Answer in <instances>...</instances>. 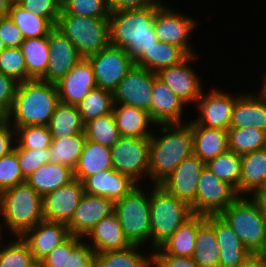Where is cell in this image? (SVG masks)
<instances>
[{"mask_svg":"<svg viewBox=\"0 0 266 267\" xmlns=\"http://www.w3.org/2000/svg\"><path fill=\"white\" fill-rule=\"evenodd\" d=\"M156 6L110 12V45L124 49L135 62L158 41L154 21Z\"/></svg>","mask_w":266,"mask_h":267,"instance_id":"obj_1","label":"cell"},{"mask_svg":"<svg viewBox=\"0 0 266 267\" xmlns=\"http://www.w3.org/2000/svg\"><path fill=\"white\" fill-rule=\"evenodd\" d=\"M162 136L151 135L149 150V179L160 184L187 157L193 154V136L190 123H164ZM171 130V131H170Z\"/></svg>","mask_w":266,"mask_h":267,"instance_id":"obj_2","label":"cell"},{"mask_svg":"<svg viewBox=\"0 0 266 267\" xmlns=\"http://www.w3.org/2000/svg\"><path fill=\"white\" fill-rule=\"evenodd\" d=\"M58 90L55 83L31 79L18 83L12 109L7 116L13 127L48 126L57 104Z\"/></svg>","mask_w":266,"mask_h":267,"instance_id":"obj_3","label":"cell"},{"mask_svg":"<svg viewBox=\"0 0 266 267\" xmlns=\"http://www.w3.org/2000/svg\"><path fill=\"white\" fill-rule=\"evenodd\" d=\"M0 214L10 232L21 237L44 220L42 196L27 182L6 189L0 193Z\"/></svg>","mask_w":266,"mask_h":267,"instance_id":"obj_4","label":"cell"},{"mask_svg":"<svg viewBox=\"0 0 266 267\" xmlns=\"http://www.w3.org/2000/svg\"><path fill=\"white\" fill-rule=\"evenodd\" d=\"M219 216L253 255H266V218L253 199L239 196Z\"/></svg>","mask_w":266,"mask_h":267,"instance_id":"obj_5","label":"cell"},{"mask_svg":"<svg viewBox=\"0 0 266 267\" xmlns=\"http://www.w3.org/2000/svg\"><path fill=\"white\" fill-rule=\"evenodd\" d=\"M150 195L151 239L154 249L159 248L175 231L194 214L185 201L155 184Z\"/></svg>","mask_w":266,"mask_h":267,"instance_id":"obj_6","label":"cell"},{"mask_svg":"<svg viewBox=\"0 0 266 267\" xmlns=\"http://www.w3.org/2000/svg\"><path fill=\"white\" fill-rule=\"evenodd\" d=\"M56 27L87 58L110 45L109 19L79 15H59Z\"/></svg>","mask_w":266,"mask_h":267,"instance_id":"obj_7","label":"cell"},{"mask_svg":"<svg viewBox=\"0 0 266 267\" xmlns=\"http://www.w3.org/2000/svg\"><path fill=\"white\" fill-rule=\"evenodd\" d=\"M113 212L130 245L141 247L151 239L150 195L148 197L139 185L114 202Z\"/></svg>","mask_w":266,"mask_h":267,"instance_id":"obj_8","label":"cell"},{"mask_svg":"<svg viewBox=\"0 0 266 267\" xmlns=\"http://www.w3.org/2000/svg\"><path fill=\"white\" fill-rule=\"evenodd\" d=\"M239 196L233 186L217 178L205 166L198 180L196 201L191 208L196 215H220Z\"/></svg>","mask_w":266,"mask_h":267,"instance_id":"obj_9","label":"cell"},{"mask_svg":"<svg viewBox=\"0 0 266 267\" xmlns=\"http://www.w3.org/2000/svg\"><path fill=\"white\" fill-rule=\"evenodd\" d=\"M149 138L120 137L110 148L113 169L139 181L145 172L149 176Z\"/></svg>","mask_w":266,"mask_h":267,"instance_id":"obj_10","label":"cell"},{"mask_svg":"<svg viewBox=\"0 0 266 267\" xmlns=\"http://www.w3.org/2000/svg\"><path fill=\"white\" fill-rule=\"evenodd\" d=\"M94 71L96 86L113 92L133 67L134 61L127 52L112 45L86 58Z\"/></svg>","mask_w":266,"mask_h":267,"instance_id":"obj_11","label":"cell"},{"mask_svg":"<svg viewBox=\"0 0 266 267\" xmlns=\"http://www.w3.org/2000/svg\"><path fill=\"white\" fill-rule=\"evenodd\" d=\"M157 76L147 69L133 65L113 91L114 103L150 110L153 80Z\"/></svg>","mask_w":266,"mask_h":267,"instance_id":"obj_12","label":"cell"},{"mask_svg":"<svg viewBox=\"0 0 266 267\" xmlns=\"http://www.w3.org/2000/svg\"><path fill=\"white\" fill-rule=\"evenodd\" d=\"M166 7L156 6L154 21L155 34L158 41L180 47L188 56L195 55L190 48V33L197 26V21L186 15H181Z\"/></svg>","mask_w":266,"mask_h":267,"instance_id":"obj_13","label":"cell"},{"mask_svg":"<svg viewBox=\"0 0 266 267\" xmlns=\"http://www.w3.org/2000/svg\"><path fill=\"white\" fill-rule=\"evenodd\" d=\"M84 194L83 182L74 178L68 184L42 197L45 220L68 224Z\"/></svg>","mask_w":266,"mask_h":267,"instance_id":"obj_14","label":"cell"},{"mask_svg":"<svg viewBox=\"0 0 266 267\" xmlns=\"http://www.w3.org/2000/svg\"><path fill=\"white\" fill-rule=\"evenodd\" d=\"M205 166L206 163L192 154L185 158L159 185L191 206L196 201L198 180Z\"/></svg>","mask_w":266,"mask_h":267,"instance_id":"obj_15","label":"cell"},{"mask_svg":"<svg viewBox=\"0 0 266 267\" xmlns=\"http://www.w3.org/2000/svg\"><path fill=\"white\" fill-rule=\"evenodd\" d=\"M49 58L42 81L56 83L64 77L81 59L73 43L54 26L48 34Z\"/></svg>","mask_w":266,"mask_h":267,"instance_id":"obj_16","label":"cell"},{"mask_svg":"<svg viewBox=\"0 0 266 267\" xmlns=\"http://www.w3.org/2000/svg\"><path fill=\"white\" fill-rule=\"evenodd\" d=\"M195 55L188 56L180 64L162 69L157 76L186 104L197 103L202 95V86L198 75L189 66L191 61L198 59ZM189 63V64H188Z\"/></svg>","mask_w":266,"mask_h":267,"instance_id":"obj_17","label":"cell"},{"mask_svg":"<svg viewBox=\"0 0 266 267\" xmlns=\"http://www.w3.org/2000/svg\"><path fill=\"white\" fill-rule=\"evenodd\" d=\"M59 102L78 105L88 93L96 88V79L91 64L82 58L56 83Z\"/></svg>","mask_w":266,"mask_h":267,"instance_id":"obj_18","label":"cell"},{"mask_svg":"<svg viewBox=\"0 0 266 267\" xmlns=\"http://www.w3.org/2000/svg\"><path fill=\"white\" fill-rule=\"evenodd\" d=\"M221 92L210 90V93L201 97L196 104L199 108L200 116L195 122L207 128H220L228 130L230 128L233 107L237 97Z\"/></svg>","mask_w":266,"mask_h":267,"instance_id":"obj_19","label":"cell"},{"mask_svg":"<svg viewBox=\"0 0 266 267\" xmlns=\"http://www.w3.org/2000/svg\"><path fill=\"white\" fill-rule=\"evenodd\" d=\"M113 206L114 203L105 197L84 193L67 224L70 235L87 236L102 218L113 212Z\"/></svg>","mask_w":266,"mask_h":267,"instance_id":"obj_20","label":"cell"},{"mask_svg":"<svg viewBox=\"0 0 266 267\" xmlns=\"http://www.w3.org/2000/svg\"><path fill=\"white\" fill-rule=\"evenodd\" d=\"M206 220L213 226L217 238L218 267H238L253 255L222 217L209 215L206 216Z\"/></svg>","mask_w":266,"mask_h":267,"instance_id":"obj_21","label":"cell"},{"mask_svg":"<svg viewBox=\"0 0 266 267\" xmlns=\"http://www.w3.org/2000/svg\"><path fill=\"white\" fill-rule=\"evenodd\" d=\"M69 236L70 233L66 224L44 219L27 230L21 237L28 244L36 262H41Z\"/></svg>","mask_w":266,"mask_h":267,"instance_id":"obj_22","label":"cell"},{"mask_svg":"<svg viewBox=\"0 0 266 267\" xmlns=\"http://www.w3.org/2000/svg\"><path fill=\"white\" fill-rule=\"evenodd\" d=\"M83 186L84 193L102 196L114 203L130 193L137 186V182L111 168L87 177Z\"/></svg>","mask_w":266,"mask_h":267,"instance_id":"obj_23","label":"cell"},{"mask_svg":"<svg viewBox=\"0 0 266 267\" xmlns=\"http://www.w3.org/2000/svg\"><path fill=\"white\" fill-rule=\"evenodd\" d=\"M185 103L158 77L153 80L149 115L156 124L182 123Z\"/></svg>","mask_w":266,"mask_h":267,"instance_id":"obj_24","label":"cell"},{"mask_svg":"<svg viewBox=\"0 0 266 267\" xmlns=\"http://www.w3.org/2000/svg\"><path fill=\"white\" fill-rule=\"evenodd\" d=\"M256 97L247 94L237 97L231 116L230 128L255 127L266 132V96L260 91Z\"/></svg>","mask_w":266,"mask_h":267,"instance_id":"obj_25","label":"cell"},{"mask_svg":"<svg viewBox=\"0 0 266 267\" xmlns=\"http://www.w3.org/2000/svg\"><path fill=\"white\" fill-rule=\"evenodd\" d=\"M87 237H90L89 245L95 253L123 250L130 246L114 212L102 218Z\"/></svg>","mask_w":266,"mask_h":267,"instance_id":"obj_26","label":"cell"},{"mask_svg":"<svg viewBox=\"0 0 266 267\" xmlns=\"http://www.w3.org/2000/svg\"><path fill=\"white\" fill-rule=\"evenodd\" d=\"M205 219L206 216L194 214L185 223L180 225L159 248L155 249L156 253L151 255L192 257L195 250L198 226Z\"/></svg>","mask_w":266,"mask_h":267,"instance_id":"obj_27","label":"cell"},{"mask_svg":"<svg viewBox=\"0 0 266 267\" xmlns=\"http://www.w3.org/2000/svg\"><path fill=\"white\" fill-rule=\"evenodd\" d=\"M118 105V107H117ZM113 116L120 137L150 138L148 124H155L149 113L135 106L114 103Z\"/></svg>","mask_w":266,"mask_h":267,"instance_id":"obj_28","label":"cell"},{"mask_svg":"<svg viewBox=\"0 0 266 267\" xmlns=\"http://www.w3.org/2000/svg\"><path fill=\"white\" fill-rule=\"evenodd\" d=\"M193 154L207 163L228 150L227 130L207 128L191 121Z\"/></svg>","mask_w":266,"mask_h":267,"instance_id":"obj_29","label":"cell"},{"mask_svg":"<svg viewBox=\"0 0 266 267\" xmlns=\"http://www.w3.org/2000/svg\"><path fill=\"white\" fill-rule=\"evenodd\" d=\"M111 168L113 166L110 147L86 139L77 165L73 169V176L83 182L87 177Z\"/></svg>","mask_w":266,"mask_h":267,"instance_id":"obj_30","label":"cell"},{"mask_svg":"<svg viewBox=\"0 0 266 267\" xmlns=\"http://www.w3.org/2000/svg\"><path fill=\"white\" fill-rule=\"evenodd\" d=\"M240 196L266 187V148L241 155Z\"/></svg>","mask_w":266,"mask_h":267,"instance_id":"obj_31","label":"cell"},{"mask_svg":"<svg viewBox=\"0 0 266 267\" xmlns=\"http://www.w3.org/2000/svg\"><path fill=\"white\" fill-rule=\"evenodd\" d=\"M74 179L73 170L63 164L45 163L26 182L42 197Z\"/></svg>","mask_w":266,"mask_h":267,"instance_id":"obj_32","label":"cell"},{"mask_svg":"<svg viewBox=\"0 0 266 267\" xmlns=\"http://www.w3.org/2000/svg\"><path fill=\"white\" fill-rule=\"evenodd\" d=\"M187 57L180 47L157 41L134 64L157 74L162 69L180 64Z\"/></svg>","mask_w":266,"mask_h":267,"instance_id":"obj_33","label":"cell"},{"mask_svg":"<svg viewBox=\"0 0 266 267\" xmlns=\"http://www.w3.org/2000/svg\"><path fill=\"white\" fill-rule=\"evenodd\" d=\"M85 123L82 120L77 105L59 102L48 124L52 140L67 138L84 132Z\"/></svg>","mask_w":266,"mask_h":267,"instance_id":"obj_34","label":"cell"},{"mask_svg":"<svg viewBox=\"0 0 266 267\" xmlns=\"http://www.w3.org/2000/svg\"><path fill=\"white\" fill-rule=\"evenodd\" d=\"M20 48L25 58L27 80L41 79L50 60L48 36L26 38Z\"/></svg>","mask_w":266,"mask_h":267,"instance_id":"obj_35","label":"cell"},{"mask_svg":"<svg viewBox=\"0 0 266 267\" xmlns=\"http://www.w3.org/2000/svg\"><path fill=\"white\" fill-rule=\"evenodd\" d=\"M199 267L219 266V246L213 226L205 219L197 230L195 250L191 257Z\"/></svg>","mask_w":266,"mask_h":267,"instance_id":"obj_36","label":"cell"},{"mask_svg":"<svg viewBox=\"0 0 266 267\" xmlns=\"http://www.w3.org/2000/svg\"><path fill=\"white\" fill-rule=\"evenodd\" d=\"M85 141L86 137L84 132L71 135L67 138L52 140L49 147V162L63 164L73 170L77 165Z\"/></svg>","mask_w":266,"mask_h":267,"instance_id":"obj_37","label":"cell"},{"mask_svg":"<svg viewBox=\"0 0 266 267\" xmlns=\"http://www.w3.org/2000/svg\"><path fill=\"white\" fill-rule=\"evenodd\" d=\"M206 167L220 180L230 184L240 194L241 155L226 150L206 163Z\"/></svg>","mask_w":266,"mask_h":267,"instance_id":"obj_38","label":"cell"},{"mask_svg":"<svg viewBox=\"0 0 266 267\" xmlns=\"http://www.w3.org/2000/svg\"><path fill=\"white\" fill-rule=\"evenodd\" d=\"M228 149L244 155L266 148V132L253 127L229 128L227 130Z\"/></svg>","mask_w":266,"mask_h":267,"instance_id":"obj_39","label":"cell"},{"mask_svg":"<svg viewBox=\"0 0 266 267\" xmlns=\"http://www.w3.org/2000/svg\"><path fill=\"white\" fill-rule=\"evenodd\" d=\"M8 16L20 29L25 39L48 36L54 27L46 18L23 9L15 1L10 6Z\"/></svg>","mask_w":266,"mask_h":267,"instance_id":"obj_40","label":"cell"},{"mask_svg":"<svg viewBox=\"0 0 266 267\" xmlns=\"http://www.w3.org/2000/svg\"><path fill=\"white\" fill-rule=\"evenodd\" d=\"M139 246L130 245L123 250L95 253L94 267H150L152 259L138 251ZM137 250V251H136ZM148 258V259H147Z\"/></svg>","mask_w":266,"mask_h":267,"instance_id":"obj_41","label":"cell"},{"mask_svg":"<svg viewBox=\"0 0 266 267\" xmlns=\"http://www.w3.org/2000/svg\"><path fill=\"white\" fill-rule=\"evenodd\" d=\"M113 92L99 87L92 89L77 105L84 123L113 112Z\"/></svg>","mask_w":266,"mask_h":267,"instance_id":"obj_42","label":"cell"},{"mask_svg":"<svg viewBox=\"0 0 266 267\" xmlns=\"http://www.w3.org/2000/svg\"><path fill=\"white\" fill-rule=\"evenodd\" d=\"M87 140L112 147L120 138L113 113L89 120L84 125Z\"/></svg>","mask_w":266,"mask_h":267,"instance_id":"obj_43","label":"cell"},{"mask_svg":"<svg viewBox=\"0 0 266 267\" xmlns=\"http://www.w3.org/2000/svg\"><path fill=\"white\" fill-rule=\"evenodd\" d=\"M17 238L0 248V267H32L36 262L28 244L22 237Z\"/></svg>","mask_w":266,"mask_h":267,"instance_id":"obj_44","label":"cell"},{"mask_svg":"<svg viewBox=\"0 0 266 267\" xmlns=\"http://www.w3.org/2000/svg\"><path fill=\"white\" fill-rule=\"evenodd\" d=\"M110 12L108 0H66L60 15L109 18Z\"/></svg>","mask_w":266,"mask_h":267,"instance_id":"obj_45","label":"cell"},{"mask_svg":"<svg viewBox=\"0 0 266 267\" xmlns=\"http://www.w3.org/2000/svg\"><path fill=\"white\" fill-rule=\"evenodd\" d=\"M15 133L19 140L17 144L21 149H44L49 148L52 143V136L48 126L29 125L17 127Z\"/></svg>","mask_w":266,"mask_h":267,"instance_id":"obj_46","label":"cell"},{"mask_svg":"<svg viewBox=\"0 0 266 267\" xmlns=\"http://www.w3.org/2000/svg\"><path fill=\"white\" fill-rule=\"evenodd\" d=\"M0 72L18 83L27 81L25 58L20 47H8L0 52Z\"/></svg>","mask_w":266,"mask_h":267,"instance_id":"obj_47","label":"cell"},{"mask_svg":"<svg viewBox=\"0 0 266 267\" xmlns=\"http://www.w3.org/2000/svg\"><path fill=\"white\" fill-rule=\"evenodd\" d=\"M84 239L70 235L67 238V261L64 267H94L95 251Z\"/></svg>","mask_w":266,"mask_h":267,"instance_id":"obj_48","label":"cell"},{"mask_svg":"<svg viewBox=\"0 0 266 267\" xmlns=\"http://www.w3.org/2000/svg\"><path fill=\"white\" fill-rule=\"evenodd\" d=\"M24 182L15 145L13 151L0 158V193Z\"/></svg>","mask_w":266,"mask_h":267,"instance_id":"obj_49","label":"cell"},{"mask_svg":"<svg viewBox=\"0 0 266 267\" xmlns=\"http://www.w3.org/2000/svg\"><path fill=\"white\" fill-rule=\"evenodd\" d=\"M16 154L20 163L23 176L27 179L40 166L49 162V148L21 149L16 145Z\"/></svg>","mask_w":266,"mask_h":267,"instance_id":"obj_50","label":"cell"},{"mask_svg":"<svg viewBox=\"0 0 266 267\" xmlns=\"http://www.w3.org/2000/svg\"><path fill=\"white\" fill-rule=\"evenodd\" d=\"M16 3L23 9L46 18L56 26L61 13V5L57 0H17Z\"/></svg>","mask_w":266,"mask_h":267,"instance_id":"obj_51","label":"cell"},{"mask_svg":"<svg viewBox=\"0 0 266 267\" xmlns=\"http://www.w3.org/2000/svg\"><path fill=\"white\" fill-rule=\"evenodd\" d=\"M18 82L0 72V118H7L15 97Z\"/></svg>","mask_w":266,"mask_h":267,"instance_id":"obj_52","label":"cell"},{"mask_svg":"<svg viewBox=\"0 0 266 267\" xmlns=\"http://www.w3.org/2000/svg\"><path fill=\"white\" fill-rule=\"evenodd\" d=\"M0 40L6 48L20 47L25 40L22 32L9 16L0 18Z\"/></svg>","mask_w":266,"mask_h":267,"instance_id":"obj_53","label":"cell"},{"mask_svg":"<svg viewBox=\"0 0 266 267\" xmlns=\"http://www.w3.org/2000/svg\"><path fill=\"white\" fill-rule=\"evenodd\" d=\"M161 1L162 0H108V5L111 12L140 9L151 5L166 7Z\"/></svg>","mask_w":266,"mask_h":267,"instance_id":"obj_54","label":"cell"},{"mask_svg":"<svg viewBox=\"0 0 266 267\" xmlns=\"http://www.w3.org/2000/svg\"><path fill=\"white\" fill-rule=\"evenodd\" d=\"M154 267H199L191 257H178L171 255H152Z\"/></svg>","mask_w":266,"mask_h":267,"instance_id":"obj_55","label":"cell"},{"mask_svg":"<svg viewBox=\"0 0 266 267\" xmlns=\"http://www.w3.org/2000/svg\"><path fill=\"white\" fill-rule=\"evenodd\" d=\"M10 122L7 118H0V158L9 154L15 147L12 144V136L16 135V133L14 127L12 129Z\"/></svg>","mask_w":266,"mask_h":267,"instance_id":"obj_56","label":"cell"},{"mask_svg":"<svg viewBox=\"0 0 266 267\" xmlns=\"http://www.w3.org/2000/svg\"><path fill=\"white\" fill-rule=\"evenodd\" d=\"M67 261V239L56 246L42 261L45 267H64Z\"/></svg>","mask_w":266,"mask_h":267,"instance_id":"obj_57","label":"cell"},{"mask_svg":"<svg viewBox=\"0 0 266 267\" xmlns=\"http://www.w3.org/2000/svg\"><path fill=\"white\" fill-rule=\"evenodd\" d=\"M252 197L259 206L261 214L266 218V187L256 191Z\"/></svg>","mask_w":266,"mask_h":267,"instance_id":"obj_58","label":"cell"},{"mask_svg":"<svg viewBox=\"0 0 266 267\" xmlns=\"http://www.w3.org/2000/svg\"><path fill=\"white\" fill-rule=\"evenodd\" d=\"M262 264V255H252L244 263L238 267H261Z\"/></svg>","mask_w":266,"mask_h":267,"instance_id":"obj_59","label":"cell"},{"mask_svg":"<svg viewBox=\"0 0 266 267\" xmlns=\"http://www.w3.org/2000/svg\"><path fill=\"white\" fill-rule=\"evenodd\" d=\"M13 0H0V18L8 17Z\"/></svg>","mask_w":266,"mask_h":267,"instance_id":"obj_60","label":"cell"},{"mask_svg":"<svg viewBox=\"0 0 266 267\" xmlns=\"http://www.w3.org/2000/svg\"><path fill=\"white\" fill-rule=\"evenodd\" d=\"M265 76H266V75H265ZM261 92H262V93H266V77L264 78Z\"/></svg>","mask_w":266,"mask_h":267,"instance_id":"obj_61","label":"cell"},{"mask_svg":"<svg viewBox=\"0 0 266 267\" xmlns=\"http://www.w3.org/2000/svg\"><path fill=\"white\" fill-rule=\"evenodd\" d=\"M261 267H266V255H262V264Z\"/></svg>","mask_w":266,"mask_h":267,"instance_id":"obj_62","label":"cell"},{"mask_svg":"<svg viewBox=\"0 0 266 267\" xmlns=\"http://www.w3.org/2000/svg\"><path fill=\"white\" fill-rule=\"evenodd\" d=\"M32 267H45L41 262H35Z\"/></svg>","mask_w":266,"mask_h":267,"instance_id":"obj_63","label":"cell"},{"mask_svg":"<svg viewBox=\"0 0 266 267\" xmlns=\"http://www.w3.org/2000/svg\"><path fill=\"white\" fill-rule=\"evenodd\" d=\"M6 47H5V45H4V43L0 40V52L2 51V50H4Z\"/></svg>","mask_w":266,"mask_h":267,"instance_id":"obj_64","label":"cell"},{"mask_svg":"<svg viewBox=\"0 0 266 267\" xmlns=\"http://www.w3.org/2000/svg\"><path fill=\"white\" fill-rule=\"evenodd\" d=\"M62 5L66 0H57Z\"/></svg>","mask_w":266,"mask_h":267,"instance_id":"obj_65","label":"cell"},{"mask_svg":"<svg viewBox=\"0 0 266 267\" xmlns=\"http://www.w3.org/2000/svg\"><path fill=\"white\" fill-rule=\"evenodd\" d=\"M2 226L0 225V237L2 236L1 234H2ZM1 240V239H0ZM1 242V241H0Z\"/></svg>","mask_w":266,"mask_h":267,"instance_id":"obj_66","label":"cell"}]
</instances>
